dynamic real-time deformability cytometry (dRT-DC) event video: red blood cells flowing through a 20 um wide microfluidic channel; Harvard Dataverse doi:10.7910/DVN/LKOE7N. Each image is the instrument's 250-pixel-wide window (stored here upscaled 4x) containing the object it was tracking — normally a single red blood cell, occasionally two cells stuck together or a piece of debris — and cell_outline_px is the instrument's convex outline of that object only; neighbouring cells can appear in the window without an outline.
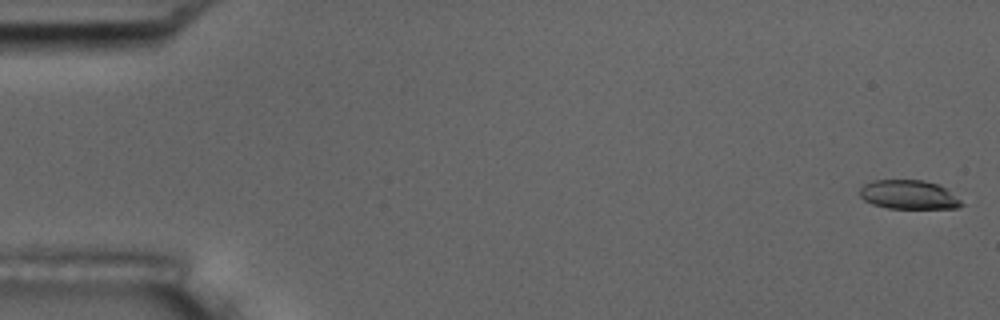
{"species": "common noctule bat (a hibernating species)", "species_latin": "Nyctalus noctula", "temperature_condition": "room temperature", "stored_images_in_passage": 5, "camera_frame_rate_fps": 3000, "um_per_image_px": 0.085, "animal": {"sex": "male", "body_mass_g": 17.5, "forearm_length_mm": 52.3}, "frame": {"image": 1, "passage_image": 1, "time_ms": 0.0, "image_size_px": [1000, 320], "cell_outline_px": [[964, 204], [956, 208], [888, 208], [872, 204], [864, 200], [860, 196], [860, 188], [864, 184], [872, 180], [924, 180], [936, 184], [944, 188], [960, 200]], "centroid_in_image_um": [77.19, 16.55], "position_along_channel_um": 7.8, "area_um2": 16.99}}